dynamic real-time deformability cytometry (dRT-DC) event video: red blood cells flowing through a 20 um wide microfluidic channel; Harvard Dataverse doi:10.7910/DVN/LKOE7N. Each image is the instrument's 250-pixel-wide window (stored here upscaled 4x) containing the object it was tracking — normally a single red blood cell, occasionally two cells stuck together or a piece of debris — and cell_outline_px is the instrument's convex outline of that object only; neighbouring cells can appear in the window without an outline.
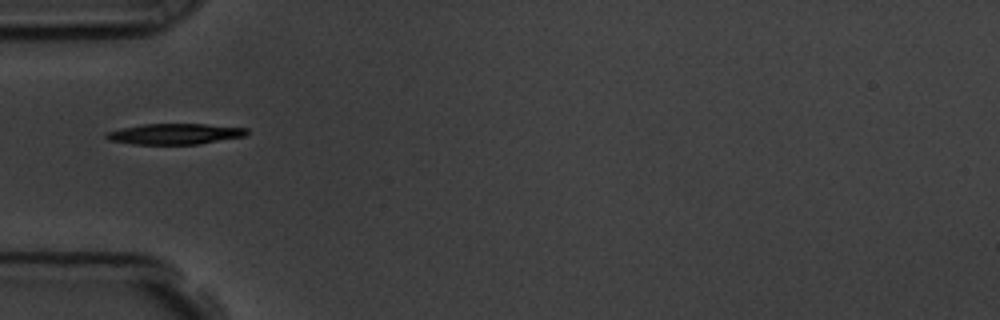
{"species": "common noctule bat (a hibernating species)", "species_latin": "Nyctalus noctula", "temperature_condition": "room temperature", "stored_images_in_passage": 39, "camera_frame_rate_fps": 3000, "um_per_image_px": 0.085, "animal": {"sex": "male", "body_mass_g": 19.5, "forearm_length_mm": 54.6}, "frame": {"image": 1, "passage_image": 1, "time_ms": 0.0, "image_size_px": [1000, 320], "cell_outline_px": [[248, 132], [244, 136], [196, 144], [132, 144], [108, 140], [104, 136], [104, 132], [144, 124], [204, 124], [248, 128]], "centroid_in_image_um": [14.82, 11.38], "position_along_channel_um": 70.2, "area_um2": 16.82}}
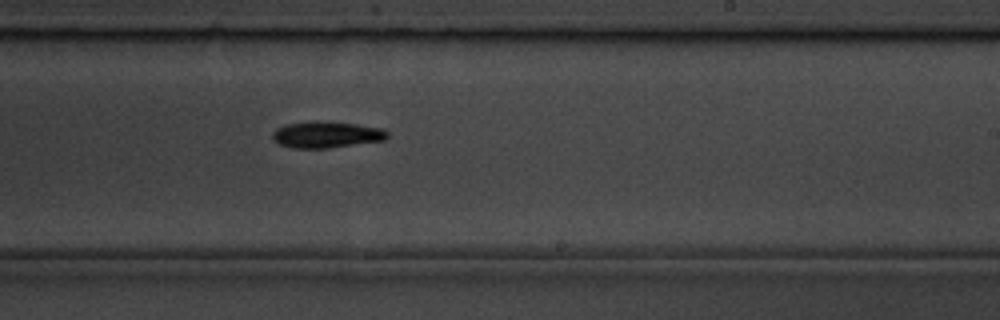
{"frame": {"image": 2, "passage_image": 17, "time_ms": 5.333, "image_size_px": [1000, 320], "cell_outline_px": [[388, 136], [384, 140], [328, 148], [292, 148], [280, 144], [272, 140], [272, 132], [276, 128], [284, 124], [312, 120], [316, 120], [356, 124], [384, 128], [388, 132]], "centroid_in_image_um": [27.71, 11.43], "position_along_channel_um": 261.3, "area_um2": 17.92}}
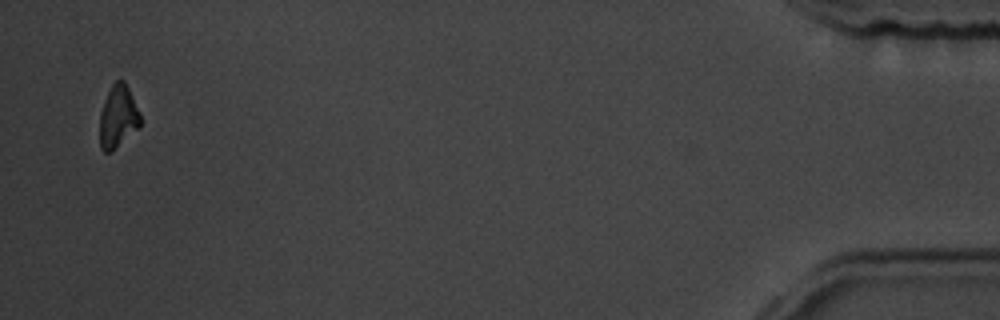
{"frame": {"image": 3, "passage_image": 38, "time_ms": 12.333, "image_size_px": [1000, 320], "cell_outline_px": [[140, 128], [112, 152], [104, 152], [100, 148], [100, 112], [104, 100], [112, 84], [116, 80], [124, 80], [140, 112]], "centroid_in_image_um": [10.04, 9.95], "position_along_channel_um": 425.2, "area_um2": 14.97}}